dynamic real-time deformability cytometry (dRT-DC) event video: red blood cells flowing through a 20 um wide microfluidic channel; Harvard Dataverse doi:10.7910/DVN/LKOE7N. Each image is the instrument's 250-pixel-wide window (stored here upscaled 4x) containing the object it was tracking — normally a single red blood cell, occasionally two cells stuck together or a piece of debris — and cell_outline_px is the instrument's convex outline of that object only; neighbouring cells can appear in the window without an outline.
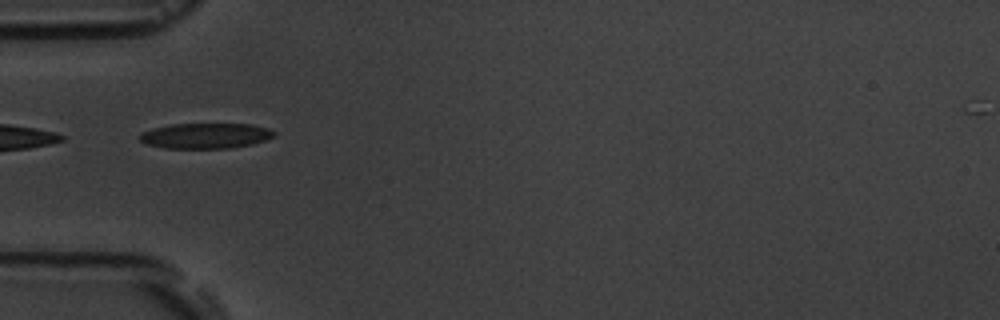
{"species": "common noctule bat (a hibernating species)", "species_latin": "Nyctalus noctula", "temperature_condition": "room temperature", "stored_images_in_passage": 8, "camera_frame_rate_fps": 3000, "um_per_image_px": 0.085, "animal": {"sex": "male", "body_mass_g": 19.5, "forearm_length_mm": 54.6}, "frame": {"image": 1, "passage_image": 2, "time_ms": 1.0, "image_size_px": [1000, 320], "cell_outline_px": [[276, 136], [252, 144], [232, 148], [164, 148], [148, 144], [140, 140], [140, 132], [152, 128], [172, 124], [252, 124], [268, 128], [276, 132]], "centroid_in_image_um": [17.49, 11.53], "position_along_channel_um": 67.5, "area_um2": 19.94}}
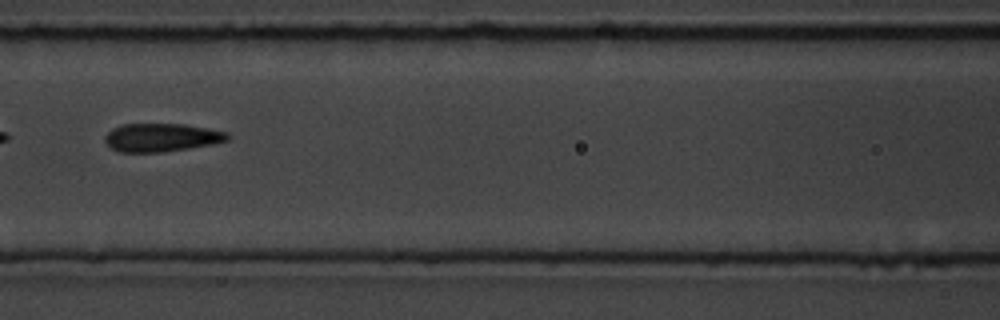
{"frame": {"image": 2, "passage_image": 4, "time_ms": 3.333, "image_size_px": [1000, 320], "cell_outline_px": [[232, 140], [212, 144], [164, 152], [120, 152], [112, 148], [104, 140], [104, 136], [112, 128], [124, 124], [184, 124], [208, 128], [228, 132], [232, 136]], "centroid_in_image_um": [13.78, 11.68], "position_along_channel_um": 152.8, "area_um2": 20.35}}
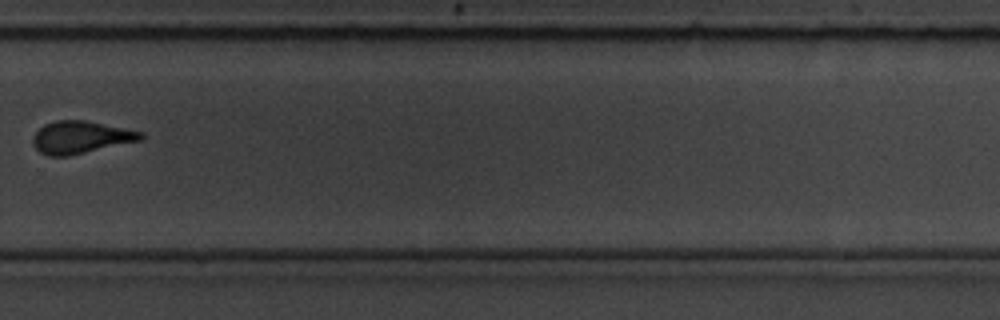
{"frame": {"image": 3, "passage_image": 8, "time_ms": 8.0, "image_size_px": [1000, 320], "cell_outline_px": [[144, 136], [140, 140], [68, 156], [48, 156], [40, 152], [32, 144], [32, 136], [44, 124], [56, 120], [84, 120], [144, 132]], "centroid_in_image_um": [6.82, 11.66], "position_along_channel_um": 323.0, "area_um2": 20.23}}